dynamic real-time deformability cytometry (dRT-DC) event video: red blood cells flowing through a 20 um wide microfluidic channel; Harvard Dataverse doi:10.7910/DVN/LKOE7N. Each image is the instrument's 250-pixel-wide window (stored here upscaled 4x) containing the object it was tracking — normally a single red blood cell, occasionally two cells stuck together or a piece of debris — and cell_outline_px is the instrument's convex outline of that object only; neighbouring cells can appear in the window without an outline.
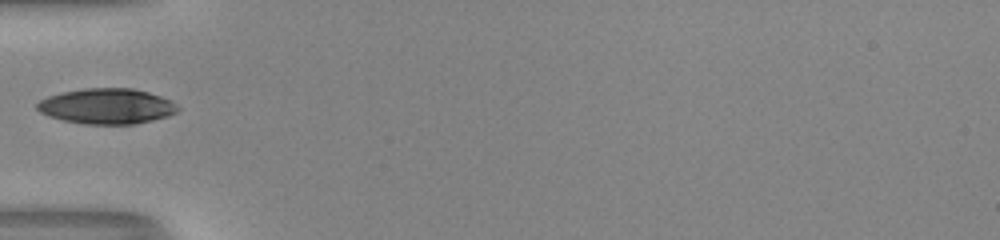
{"species": "human", "species_latin": "Homo sapiens", "temperature_condition": "room temperature", "stored_images_in_passage": 34, "camera_frame_rate_fps": 3000, "um_per_image_px": 0.085, "donor": {"sex": "male"}, "frame": {"image": 1, "passage_image": 1, "time_ms": 0.0, "image_size_px": [1000, 240], "cell_outline_px": [[180, 108], [176, 112], [168, 116], [136, 124], [84, 124], [64, 120], [48, 116], [40, 112], [36, 108], [36, 104], [40, 100], [48, 96], [64, 92], [84, 88], [132, 88], [148, 92], [172, 100]], "centroid_in_image_um": [9.09, 9.03], "position_along_channel_um": 75.9, "area_um2": 29.07}}
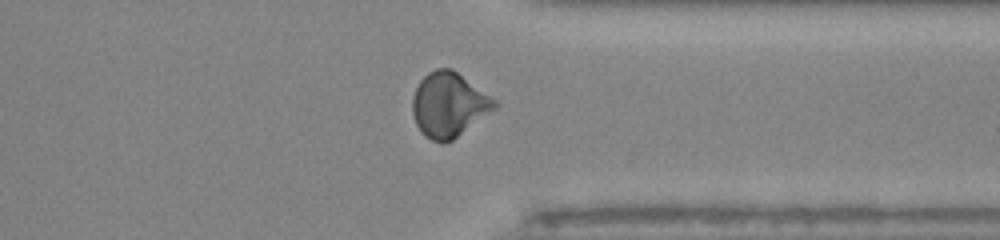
{"frame": {"image": 2, "passage_image": 23, "time_ms": 7.333, "image_size_px": [1000, 240], "cell_outline_px": [[500, 104], [496, 108], [452, 140], [444, 144], [440, 144], [424, 136], [420, 132], [416, 124], [412, 112], [412, 96], [420, 80], [428, 72], [436, 68], [452, 68], [492, 96]], "centroid_in_image_um": [38.14, 8.9], "position_along_channel_um": 373.3, "area_um2": 31.15}}
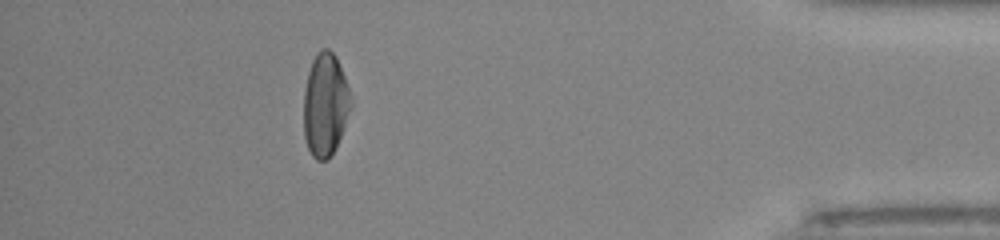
{"frame": {"image": 3, "passage_image": 29, "time_ms": 9.333, "image_size_px": [1000, 240], "cell_outline_px": [[352, 104], [336, 148], [328, 160], [316, 160], [312, 156], [308, 148], [304, 136], [304, 92], [308, 72], [312, 60], [316, 52], [320, 48], [328, 48], [336, 56], [344, 76], [348, 88]], "centroid_in_image_um": [27.63, 8.9], "position_along_channel_um": 407.6, "area_um2": 28.32}}